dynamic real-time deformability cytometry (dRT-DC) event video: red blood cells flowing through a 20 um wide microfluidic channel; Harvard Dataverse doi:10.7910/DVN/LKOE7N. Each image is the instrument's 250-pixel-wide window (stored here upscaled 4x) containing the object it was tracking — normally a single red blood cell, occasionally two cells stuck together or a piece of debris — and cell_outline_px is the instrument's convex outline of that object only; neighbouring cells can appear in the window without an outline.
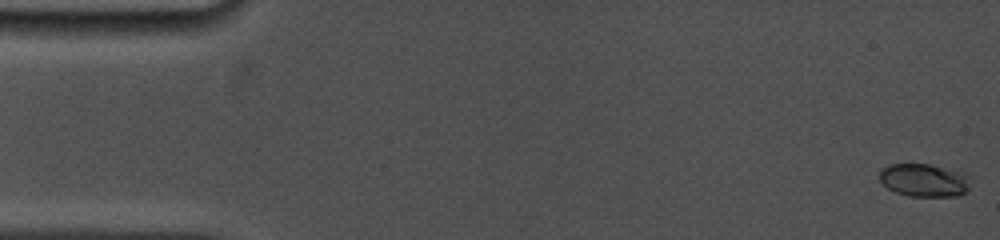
{"species": "common noctule bat (a hibernating species)", "species_latin": "Nyctalus noctula", "temperature_condition": "cold", "stored_images_in_passage": 26, "camera_frame_rate_fps": 5000, "um_per_image_px": 0.085, "animal": {"sex": "female", "body_mass_g": 19.0, "forearm_length_mm": 53.3}, "frame": {"image": 1, "passage_image": 1, "time_ms": 0.0, "image_size_px": [1000, 240], "cell_outline_px": [[972, 176], [968, 192], [960, 196], [908, 196], [896, 192], [888, 188], [880, 180], [880, 168], [888, 164], [928, 164], [968, 172]], "centroid_in_image_um": [78.64, 15.31], "position_along_channel_um": 6.4, "area_um2": 18.03}}
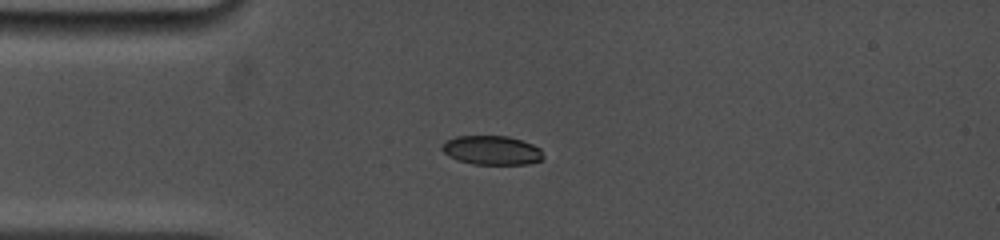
{"frame": {"image": 2, "passage_image": 20, "time_ms": 4.0, "image_size_px": [1000, 240], "cell_outline_px": [[544, 156], [540, 160], [528, 164], [472, 164], [456, 160], [448, 156], [440, 148], [444, 140], [456, 136], [508, 136], [532, 144], [540, 148]], "centroid_in_image_um": [41.75, 12.77], "position_along_channel_um": 43.2, "area_um2": 17.28}}
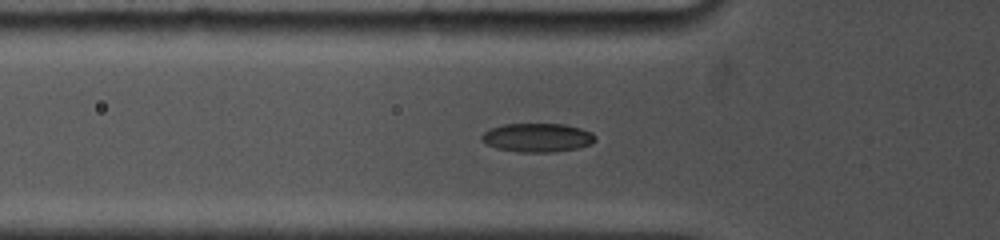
{"frame": {"image": 3, "passage_image": 26, "time_ms": 5.4, "image_size_px": [1000, 240], "cell_outline_px": [[596, 140], [592, 144], [576, 148], [552, 152], [520, 152], [496, 148], [484, 144], [480, 140], [480, 136], [484, 132], [492, 128], [504, 124], [564, 124], [580, 128], [592, 132], [596, 136]], "centroid_in_image_um": [45.66, 11.7], "position_along_channel_um": 80.1, "area_um2": 19.13}}